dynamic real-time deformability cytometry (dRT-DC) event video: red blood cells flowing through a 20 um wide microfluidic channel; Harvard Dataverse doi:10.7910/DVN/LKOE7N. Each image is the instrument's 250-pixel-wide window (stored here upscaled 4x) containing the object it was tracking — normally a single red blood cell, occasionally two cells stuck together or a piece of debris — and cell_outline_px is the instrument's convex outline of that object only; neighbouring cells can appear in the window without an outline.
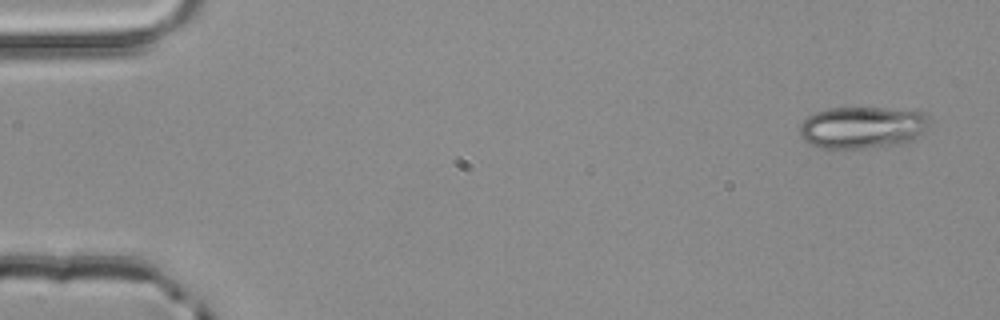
{"species": "common noctule bat (a hibernating species)", "species_latin": "Nyctalus noctula", "temperature_condition": "room temperature", "stored_images_in_passage": 4, "camera_frame_rate_fps": 3000, "um_per_image_px": 0.085, "animal": {"sex": "male", "body_mass_g": 20.4}, "frame": {"image": 1, "passage_image": 1, "time_ms": 0.0, "image_size_px": [1000, 320], "cell_outline_px": [[928, 116], [924, 128], [912, 140], [900, 144], [864, 148], [820, 148], [804, 140], [800, 136], [800, 124], [812, 112], [828, 108], [916, 108], [924, 112]], "centroid_in_image_um": [73.28, 10.8], "position_along_channel_um": 11.7, "area_um2": 31.85}}